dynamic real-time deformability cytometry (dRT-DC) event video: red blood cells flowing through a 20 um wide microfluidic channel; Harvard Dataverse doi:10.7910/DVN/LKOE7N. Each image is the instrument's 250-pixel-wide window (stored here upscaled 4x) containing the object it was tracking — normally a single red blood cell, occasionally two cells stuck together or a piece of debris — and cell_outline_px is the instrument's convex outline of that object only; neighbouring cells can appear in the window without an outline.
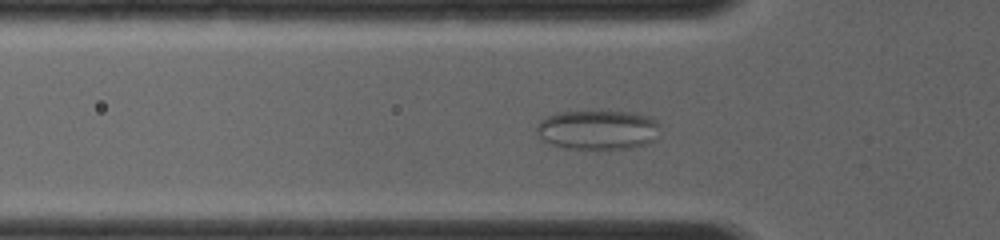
{"species": "common noctule bat (a hibernating species)", "species_latin": "Nyctalus noctula", "temperature_condition": "room temperature", "stored_images_in_passage": 33, "camera_frame_rate_fps": 4000, "um_per_image_px": 0.085, "animal": {"sex": "female", "body_mass_g": 19.0, "forearm_length_mm": 56.7}, "frame": {"image": 1, "passage_image": 11, "time_ms": 4.0, "image_size_px": [1000, 240], "cell_outline_px": [[660, 124], [656, 140], [648, 144], [628, 148], [564, 148], [540, 140], [536, 132], [536, 124], [540, 120], [548, 116], [560, 112], [628, 112], [648, 116], [656, 120]], "centroid_in_image_um": [50.81, 11.04], "position_along_channel_um": 75.0, "area_um2": 28.38}}
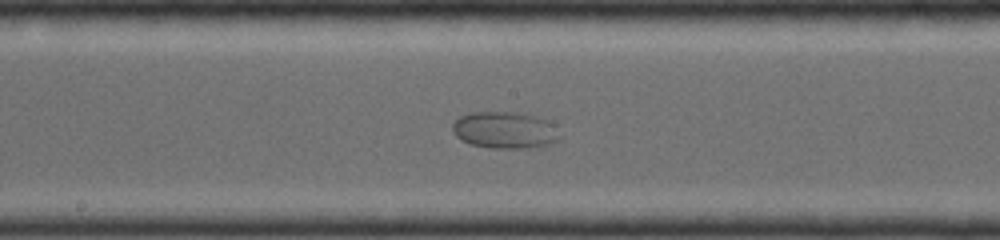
{"frame": {"image": 2, "passage_image": 18, "time_ms": 7.0, "image_size_px": [1000, 240], "cell_outline_px": [[560, 140], [552, 144], [536, 148], [492, 148], [472, 144], [460, 140], [456, 136], [452, 128], [452, 124], [460, 116], [472, 112], [520, 112], [544, 120], [552, 124], [560, 136]], "centroid_in_image_um": [42.91, 11.07], "position_along_channel_um": 205.3, "area_um2": 23.0}}
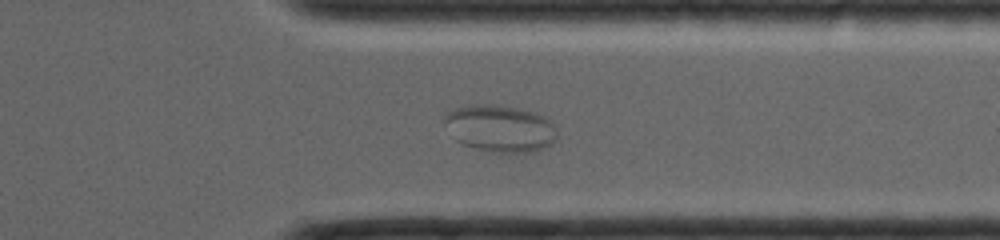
{"frame": {"image": 3, "passage_image": 28, "time_ms": 10.75, "image_size_px": [1000, 240], "cell_outline_px": [[556, 136], [544, 148], [532, 152], [492, 152], [476, 148], [464, 144], [456, 140], [444, 120], [444, 116], [452, 108], [468, 104], [492, 104], [516, 108], [532, 112], [544, 116], [556, 124]], "centroid_in_image_um": [42.5, 10.89], "position_along_channel_um": 368.9, "area_um2": 30.58}}